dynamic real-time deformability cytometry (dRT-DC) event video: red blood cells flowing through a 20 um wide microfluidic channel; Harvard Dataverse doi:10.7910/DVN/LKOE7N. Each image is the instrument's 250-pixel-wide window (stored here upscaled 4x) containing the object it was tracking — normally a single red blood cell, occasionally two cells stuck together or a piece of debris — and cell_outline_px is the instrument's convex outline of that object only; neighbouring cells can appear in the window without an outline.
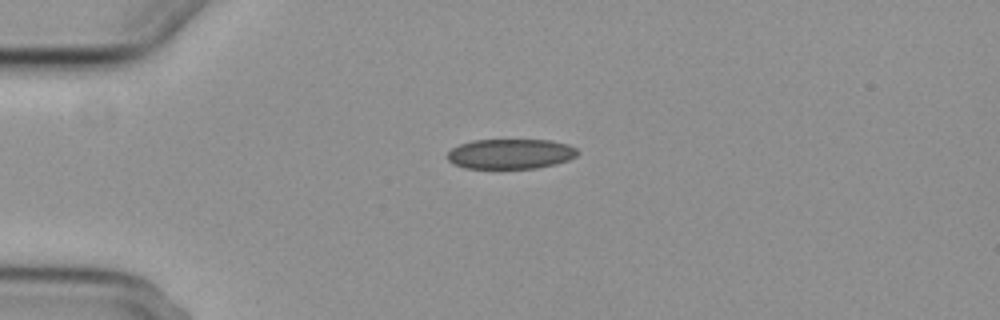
{"species": "common noctule bat (a hibernating species)", "species_latin": "Nyctalus noctula", "temperature_condition": "cold", "stored_images_in_passage": 3, "camera_frame_rate_fps": 3000, "um_per_image_px": 0.085, "animal": {"sex": "female", "body_mass_g": 29.2, "forearm_length_mm": 56.3}, "frame": {"image": 1, "passage_image": 1, "time_ms": 0.0, "image_size_px": [1000, 320], "cell_outline_px": [[580, 152], [576, 156], [568, 160], [556, 164], [536, 168], [464, 168], [452, 164], [444, 156], [452, 148], [460, 144], [472, 140], [552, 140], [568, 144], [576, 148]], "centroid_in_image_um": [43.38, 13.08], "position_along_channel_um": 41.6, "area_um2": 23.0}}
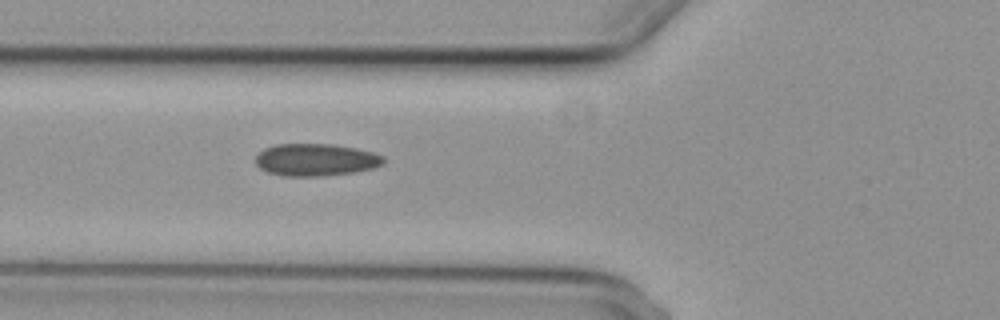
{"frame": {"image": 2, "passage_image": 3, "time_ms": 2.333, "image_size_px": [1000, 320], "cell_outline_px": [[384, 164], [372, 168], [352, 172], [320, 176], [284, 176], [268, 172], [260, 168], [256, 164], [256, 156], [264, 148], [276, 144], [332, 144], [356, 148], [372, 152], [384, 156]], "centroid_in_image_um": [26.83, 13.58], "position_along_channel_um": 99.0, "area_um2": 23.99}}